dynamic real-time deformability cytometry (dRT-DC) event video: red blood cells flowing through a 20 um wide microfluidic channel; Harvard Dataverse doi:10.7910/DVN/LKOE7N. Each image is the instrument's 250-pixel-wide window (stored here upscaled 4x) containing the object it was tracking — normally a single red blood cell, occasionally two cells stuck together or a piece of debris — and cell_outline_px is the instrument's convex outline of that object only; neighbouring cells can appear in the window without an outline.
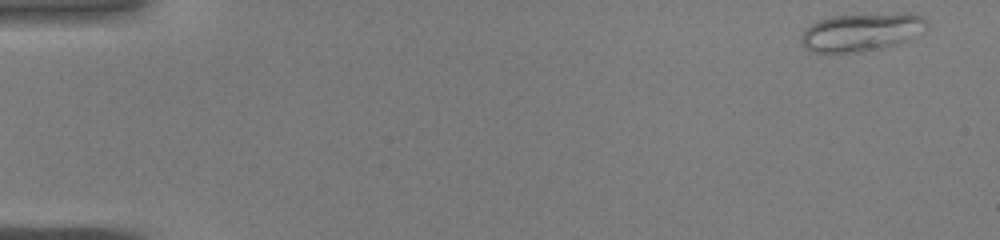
{"species": "common noctule bat (a hibernating species)", "species_latin": "Nyctalus noctula", "temperature_condition": "warm", "stored_images_in_passage": 13, "camera_frame_rate_fps": 3000, "um_per_image_px": 0.085, "animal": {"sex": "male", "body_mass_g": 19.0, "forearm_length_mm": 50.8}, "frame": {"image": 1, "passage_image": 1, "time_ms": 0.0, "image_size_px": [1000, 240], "cell_outline_px": [[928, 28], [904, 40], [884, 48], [864, 52], [812, 52], [800, 40], [800, 36], [812, 24], [820, 20], [832, 16], [904, 12], [912, 12], [924, 16], [928, 24]], "centroid_in_image_um": [73.28, 2.71], "position_along_channel_um": 11.7, "area_um2": 27.8}}